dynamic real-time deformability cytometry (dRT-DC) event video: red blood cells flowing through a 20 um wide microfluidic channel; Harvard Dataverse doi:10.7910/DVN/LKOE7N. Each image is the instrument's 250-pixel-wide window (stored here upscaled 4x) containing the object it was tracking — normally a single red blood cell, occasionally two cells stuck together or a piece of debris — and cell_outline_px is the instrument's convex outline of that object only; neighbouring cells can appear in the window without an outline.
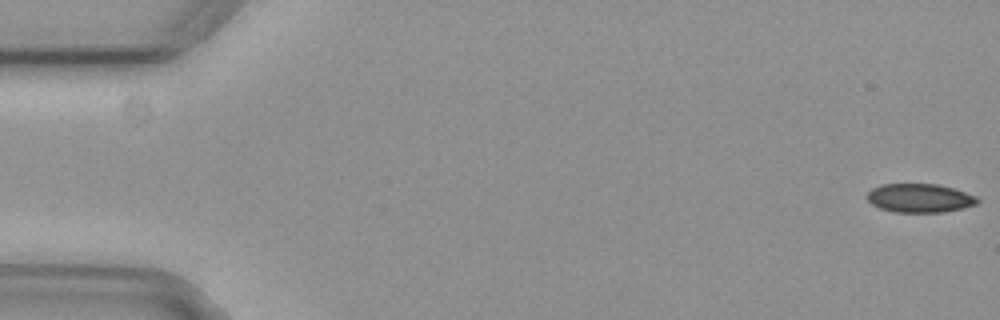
{"species": "common noctule bat (a hibernating species)", "species_latin": "Nyctalus noctula", "temperature_condition": "cold", "stored_images_in_passage": 5, "camera_frame_rate_fps": 3000, "um_per_image_px": 0.085, "animal": {"sex": "female", "body_mass_g": 29.2, "forearm_length_mm": 56.3}, "frame": {"image": 1, "passage_image": 1, "time_ms": 0.0, "image_size_px": [1000, 320], "cell_outline_px": [[980, 200], [976, 204], [944, 212], [896, 212], [880, 208], [872, 204], [864, 196], [872, 188], [880, 184], [936, 184], [952, 188], [976, 196]], "centroid_in_image_um": [78.13, 16.83], "position_along_channel_um": 6.9, "area_um2": 18.38}}